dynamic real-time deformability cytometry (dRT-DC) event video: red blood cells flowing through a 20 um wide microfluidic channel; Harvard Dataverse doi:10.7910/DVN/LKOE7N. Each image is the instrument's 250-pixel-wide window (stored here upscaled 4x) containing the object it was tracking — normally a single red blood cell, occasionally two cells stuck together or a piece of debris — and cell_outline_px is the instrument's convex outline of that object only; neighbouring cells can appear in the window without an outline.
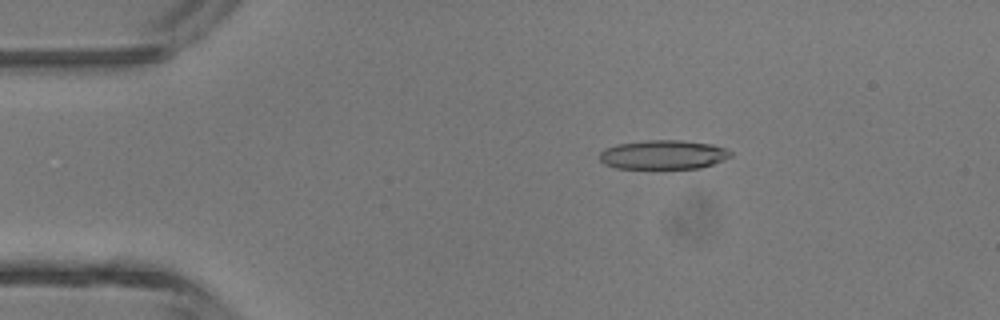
{"species": "common noctule bat (a hibernating species)", "species_latin": "Nyctalus noctula", "temperature_condition": "room temperature", "stored_images_in_passage": 44, "camera_frame_rate_fps": 3000, "um_per_image_px": 0.085, "animal": {"sex": "male", "body_mass_g": 13.3}, "frame": {"image": 1, "passage_image": 7, "time_ms": 2.0, "image_size_px": [1000, 320], "cell_outline_px": [[732, 156], [724, 160], [700, 168], [616, 168], [604, 164], [600, 160], [600, 152], [604, 148], [616, 144], [644, 140], [680, 140], [712, 144], [724, 148], [732, 152]], "centroid_in_image_um": [56.36, 13.14], "position_along_channel_um": 28.6, "area_um2": 22.31}}
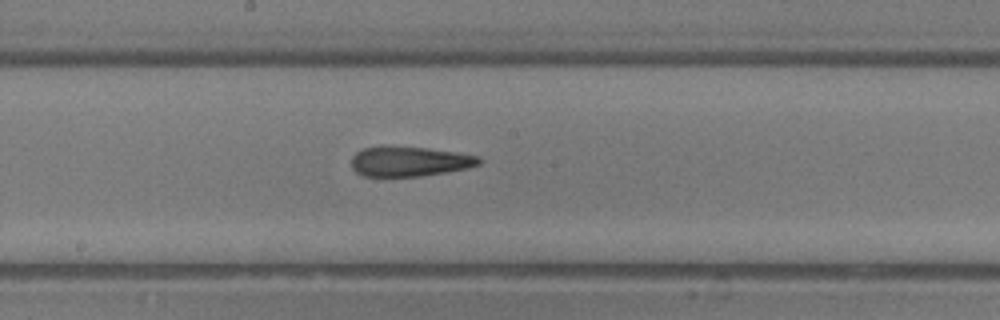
{"frame": {"image": 2, "passage_image": 23, "time_ms": 7.333, "image_size_px": [1000, 320], "cell_outline_px": [[484, 160], [480, 164], [468, 168], [448, 172], [420, 176], [364, 176], [356, 172], [352, 168], [352, 156], [356, 152], [364, 148], [384, 144], [388, 144], [428, 148], [456, 152], [480, 156]], "centroid_in_image_um": [34.82, 13.69], "position_along_channel_um": 213.4, "area_um2": 22.83}}
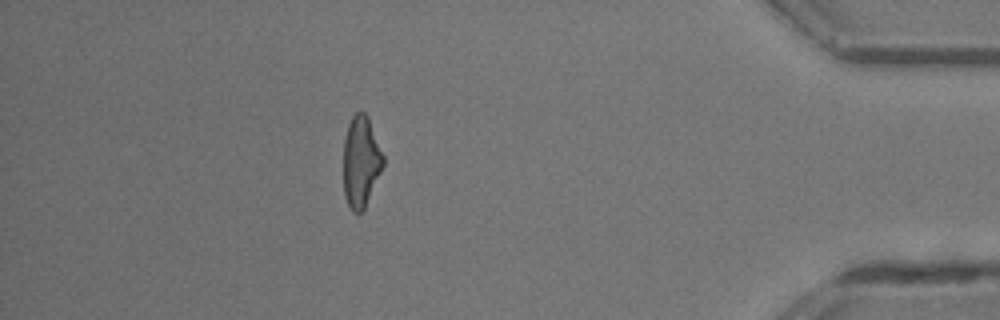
{"frame": {"image": 3, "passage_image": 39, "time_ms": 12.667, "image_size_px": [1000, 320], "cell_outline_px": [[384, 164], [364, 208], [360, 212], [352, 212], [344, 196], [344, 140], [348, 124], [352, 116], [356, 112], [364, 112], [368, 116], [384, 156]], "centroid_in_image_um": [30.68, 13.71], "position_along_channel_um": 404.5, "area_um2": 20.92}, "authors_computed_cell_mechanics": {"area_um2": 22.5131, "velocity_mm_per_s": 4.5197, "shape_relaxation_time_tau1_ms": 5.9029, "shape_relaxation_time_tau2_ms": 3.4629, "deformation_change_tau1": 0.2363, "deformation_change_tau2": 0.1708}}